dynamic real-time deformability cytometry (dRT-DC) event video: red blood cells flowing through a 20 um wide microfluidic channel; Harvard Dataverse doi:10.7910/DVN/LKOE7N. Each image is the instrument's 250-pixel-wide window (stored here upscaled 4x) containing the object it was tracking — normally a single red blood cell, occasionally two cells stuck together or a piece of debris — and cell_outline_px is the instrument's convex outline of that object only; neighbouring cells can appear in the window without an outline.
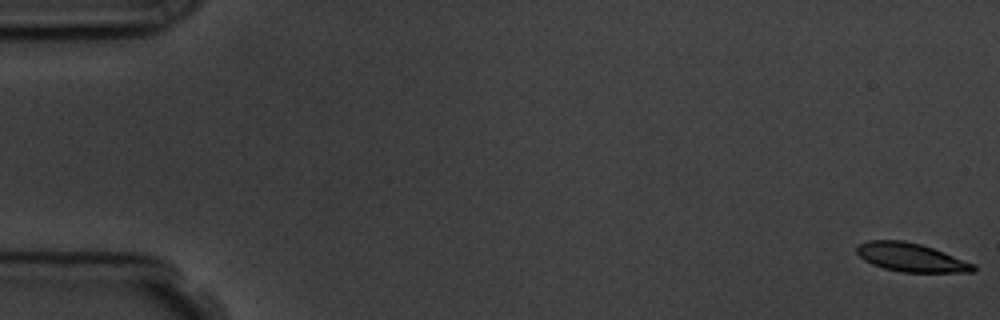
{"species": "common noctule bat (a hibernating species)", "species_latin": "Nyctalus noctula", "temperature_condition": "room temperature", "stored_images_in_passage": 16, "camera_frame_rate_fps": 3000, "um_per_image_px": 0.085, "animal": {"sex": "male", "body_mass_g": 19.5, "forearm_length_mm": 54.6}, "frame": {"image": 1, "passage_image": 1, "time_ms": 0.0, "image_size_px": [1000, 320], "cell_outline_px": [[976, 268], [972, 272], [900, 272], [884, 268], [872, 264], [864, 260], [856, 252], [856, 248], [860, 244], [868, 240], [904, 240], [920, 244], [944, 252], [976, 264]], "centroid_in_image_um": [77.44, 21.88], "position_along_channel_um": 7.6, "area_um2": 19.36}}
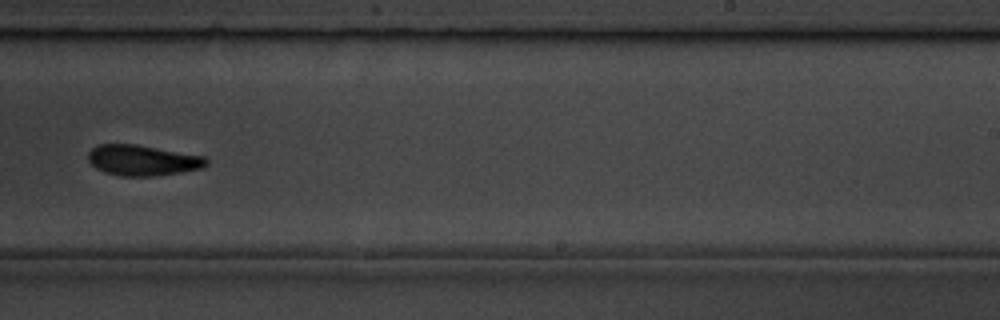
{"frame": {"image": 2, "passage_image": 10, "time_ms": 11.333, "image_size_px": [1000, 320], "cell_outline_px": [[208, 164], [204, 168], [180, 172], [152, 176], [120, 176], [104, 172], [96, 168], [88, 160], [88, 152], [96, 144], [136, 144], [204, 156], [208, 160]], "centroid_in_image_um": [12.11, 13.62], "position_along_channel_um": 276.9, "area_um2": 21.15}}
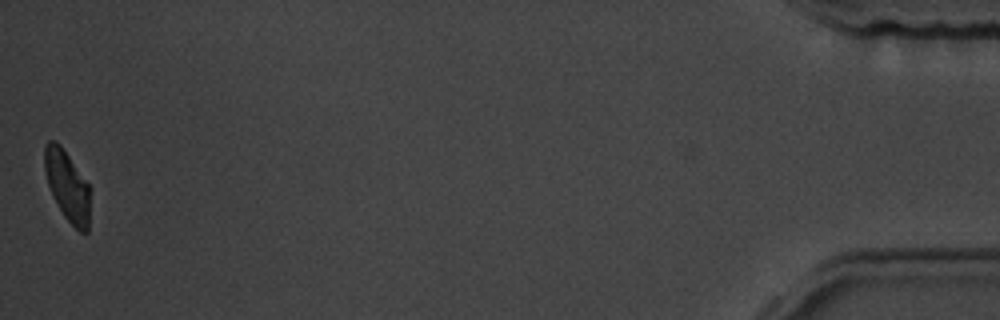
{"frame": {"image": 3, "passage_image": 16, "time_ms": 18.0, "image_size_px": [1000, 320], "cell_outline_px": [[88, 232], [80, 232], [64, 216], [52, 196], [48, 184], [44, 168], [44, 144], [48, 140], [56, 140], [60, 144], [88, 184]], "centroid_in_image_um": [5.67, 15.75], "position_along_channel_um": 429.5, "area_um2": 18.26}, "authors_computed_cell_mechanics": {"area_um2": 20.9814, "velocity_mm_per_s": 3.7133, "shape_relaxation_time_tau1_ms": 3.2903, "shape_relaxation_time_tau2_ms": null, "deformation_change_tau1": 0.0901, "deformation_change_tau2": null}}